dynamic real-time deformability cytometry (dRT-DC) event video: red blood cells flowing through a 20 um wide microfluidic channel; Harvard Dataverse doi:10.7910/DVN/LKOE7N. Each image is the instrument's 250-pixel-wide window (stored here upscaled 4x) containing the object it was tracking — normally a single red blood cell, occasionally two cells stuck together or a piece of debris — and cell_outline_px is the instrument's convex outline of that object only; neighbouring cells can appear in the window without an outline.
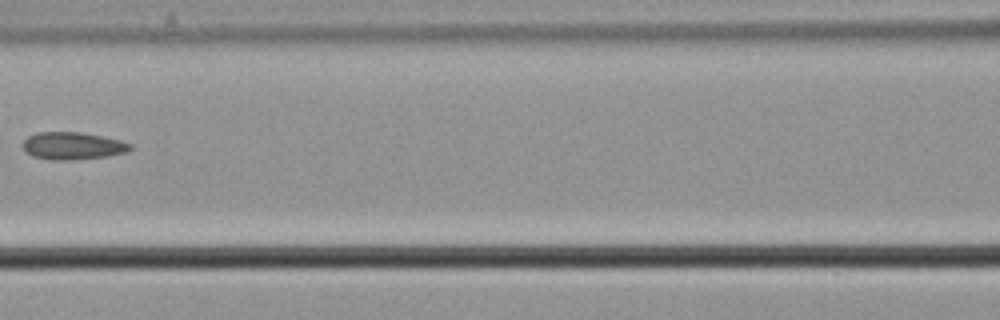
{"species": "common noctule bat (a hibernating species)", "species_latin": "Nyctalus noctula", "temperature_condition": "cold", "stored_images_in_passage": 7, "camera_frame_rate_fps": 3000, "um_per_image_px": 0.085, "animal": {"sex": "male", "body_mass_g": 21.5, "forearm_length_mm": 52.0}, "frame": {"image": 1, "passage_image": 7, "time_ms": 2.0, "image_size_px": [1000, 320], "cell_outline_px": [[132, 148], [124, 152], [108, 156], [68, 160], [48, 160], [32, 156], [24, 152], [20, 144], [28, 136], [36, 132], [80, 132], [120, 140], [132, 144]], "centroid_in_image_um": [6.09, 12.4], "position_along_channel_um": 160.5, "area_um2": 17.28}}